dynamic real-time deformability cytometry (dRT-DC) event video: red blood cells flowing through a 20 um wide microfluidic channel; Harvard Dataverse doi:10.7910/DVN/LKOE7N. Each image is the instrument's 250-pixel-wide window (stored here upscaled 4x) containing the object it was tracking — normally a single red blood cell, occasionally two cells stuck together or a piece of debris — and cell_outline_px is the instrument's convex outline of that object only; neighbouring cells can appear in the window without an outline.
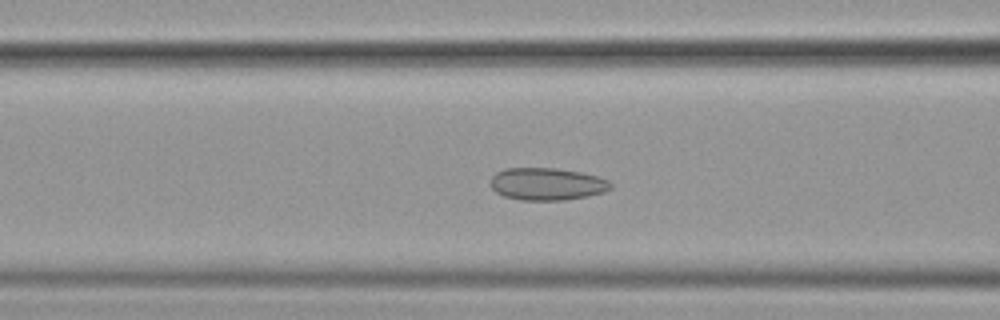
{"species": "common noctule bat (a hibernating species)", "species_latin": "Nyctalus noctula", "temperature_condition": "cold", "stored_images_in_passage": 57, "camera_frame_rate_fps": 3000, "um_per_image_px": 0.085, "animal": {"sex": "female", "body_mass_g": 19.9}, "frame": {"image": 1, "passage_image": 23, "time_ms": 7.333, "image_size_px": [1000, 320], "cell_outline_px": [[612, 188], [604, 192], [588, 196], [564, 200], [520, 200], [504, 196], [496, 192], [492, 188], [492, 176], [496, 172], [504, 168], [556, 168], [580, 172], [596, 176], [608, 180], [612, 184]], "centroid_in_image_um": [46.5, 15.64], "position_along_channel_um": 120.1, "area_um2": 22.66}}
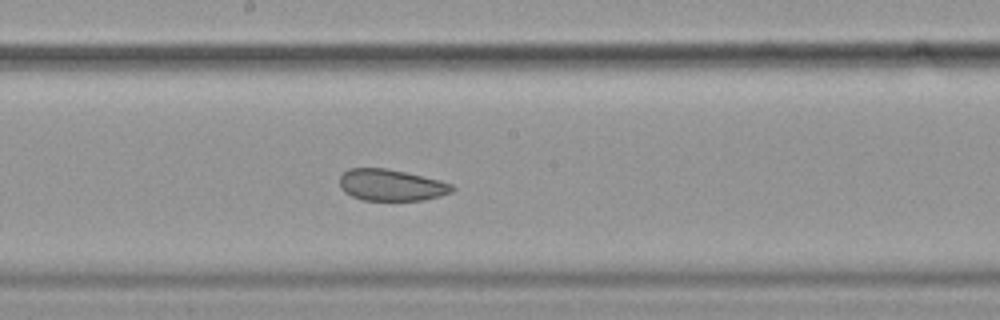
{"frame": {"image": 2, "passage_image": 31, "time_ms": 10.0, "image_size_px": [1000, 320], "cell_outline_px": [[456, 188], [452, 192], [440, 196], [424, 200], [364, 200], [352, 196], [344, 192], [340, 188], [340, 176], [348, 168], [388, 168], [440, 180], [452, 184]], "centroid_in_image_um": [33.26, 15.73], "position_along_channel_um": 214.9, "area_um2": 20.75}}
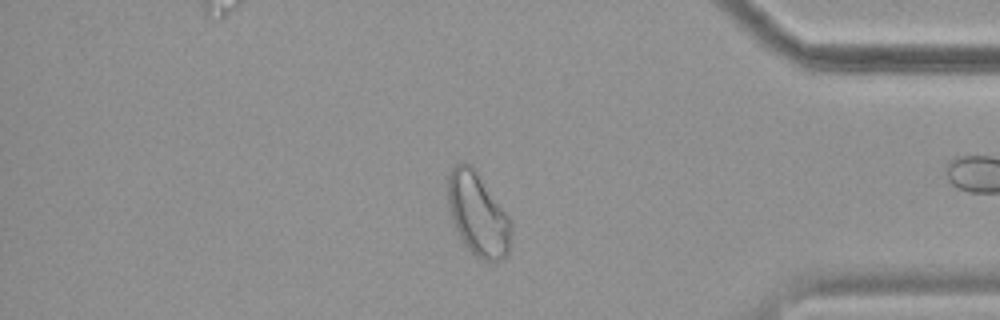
{"frame": {"image": 3, "passage_image": 48, "time_ms": 15.667, "image_size_px": [1000, 320], "cell_outline_px": [[512, 244], [508, 252], [500, 260], [484, 260], [476, 256], [464, 244], [456, 228], [452, 216], [448, 200], [448, 176], [452, 168], [456, 164], [472, 164], [508, 216], [512, 224]], "centroid_in_image_um": [40.65, 18.22], "position_along_channel_um": 394.5, "area_um2": 30.17}, "authors_computed_cell_mechanics": {"area_um2": 26.4146, "velocity_mm_per_s": 3.5699, "shape_relaxation_time_tau1_ms": null, "shape_relaxation_time_tau2_ms": 1.1116, "deformation_change_tau1": null, "deformation_change_tau2": 0.0455}}